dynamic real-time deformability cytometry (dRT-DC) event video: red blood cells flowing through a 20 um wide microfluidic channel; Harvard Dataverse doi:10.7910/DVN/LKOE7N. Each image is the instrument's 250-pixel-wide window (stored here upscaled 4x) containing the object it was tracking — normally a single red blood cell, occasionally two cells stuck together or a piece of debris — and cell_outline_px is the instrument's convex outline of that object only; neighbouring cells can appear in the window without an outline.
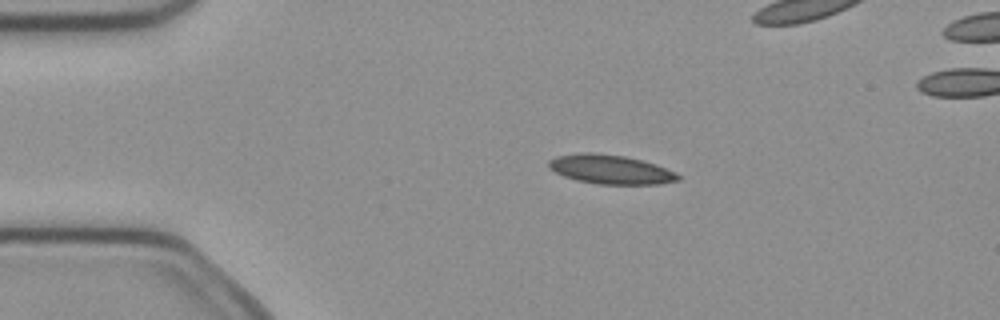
{"species": "common noctule bat (a hibernating species)", "species_latin": "Nyctalus noctula", "temperature_condition": "cold", "stored_images_in_passage": 3, "camera_frame_rate_fps": 3000, "um_per_image_px": 0.085, "animal": {"sex": "female", "body_mass_g": 21.9}, "frame": {"image": 1, "passage_image": 1, "time_ms": 0.0, "image_size_px": [1000, 320], "cell_outline_px": [[680, 180], [660, 184], [596, 184], [576, 180], [564, 176], [548, 168], [548, 160], [556, 156], [588, 152], [624, 156], [656, 164], [676, 172], [680, 176]], "centroid_in_image_um": [51.9, 14.41], "position_along_channel_um": 33.1, "area_um2": 21.91}}